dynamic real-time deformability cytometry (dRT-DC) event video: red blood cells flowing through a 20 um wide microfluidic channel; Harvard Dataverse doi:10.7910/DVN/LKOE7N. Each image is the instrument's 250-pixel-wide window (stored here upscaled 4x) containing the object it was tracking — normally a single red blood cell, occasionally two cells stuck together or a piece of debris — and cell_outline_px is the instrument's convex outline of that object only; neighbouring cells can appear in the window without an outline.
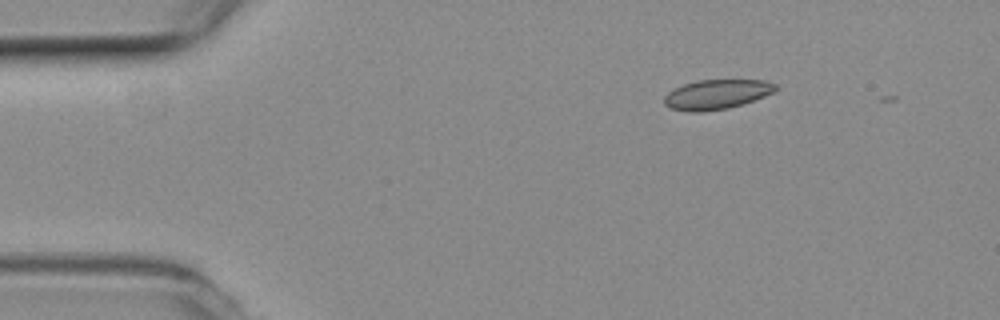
{"species": "common noctule bat (a hibernating species)", "species_latin": "Nyctalus noctula", "temperature_condition": "room temperature", "stored_images_in_passage": 2, "camera_frame_rate_fps": 3000, "um_per_image_px": 0.085, "animal": {"sex": "female", "body_mass_g": 19.3, "forearm_length_mm": 54.1}, "frame": {"image": 1, "passage_image": 1, "time_ms": 0.0, "image_size_px": [1000, 320], "cell_outline_px": [[776, 88], [772, 92], [764, 96], [728, 108], [704, 112], [688, 112], [672, 108], [664, 104], [664, 96], [668, 92], [684, 84], [700, 80], [764, 80], [776, 84]], "centroid_in_image_um": [60.88, 8.03], "position_along_channel_um": 24.1, "area_um2": 18.96}}